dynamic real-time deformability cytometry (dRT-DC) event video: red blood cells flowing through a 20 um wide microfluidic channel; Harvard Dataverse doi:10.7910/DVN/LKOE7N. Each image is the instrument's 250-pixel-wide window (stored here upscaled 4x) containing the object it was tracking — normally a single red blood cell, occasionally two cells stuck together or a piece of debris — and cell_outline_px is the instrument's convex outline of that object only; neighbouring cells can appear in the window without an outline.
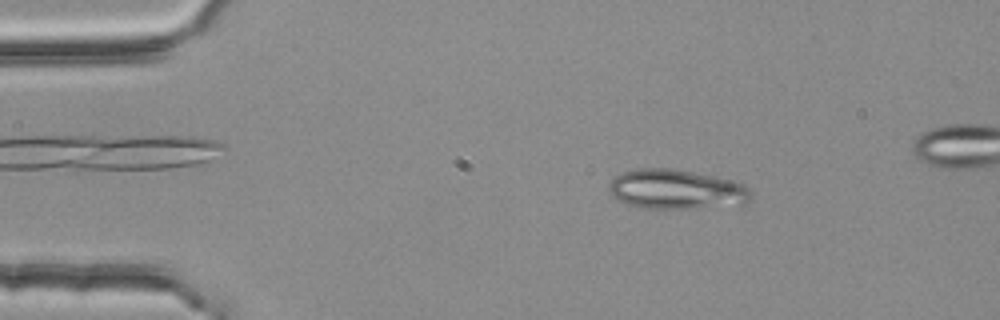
{"species": "common noctule bat (a hibernating species)", "species_latin": "Nyctalus noctula", "temperature_condition": "room temperature", "stored_images_in_passage": 3, "camera_frame_rate_fps": 3000, "um_per_image_px": 0.085, "animal": {"sex": "female", "body_mass_g": 25.1}, "frame": {"image": 1, "passage_image": 1, "time_ms": 0.0, "image_size_px": [1000, 320], "cell_outline_px": [[752, 196], [744, 204], [688, 208], [644, 208], [628, 204], [616, 200], [608, 192], [608, 184], [616, 176], [624, 172], [640, 168], [672, 168], [712, 176], [728, 180], [740, 184], [748, 188], [752, 192]], "centroid_in_image_um": [57.42, 16.1], "position_along_channel_um": 27.6, "area_um2": 32.43}}